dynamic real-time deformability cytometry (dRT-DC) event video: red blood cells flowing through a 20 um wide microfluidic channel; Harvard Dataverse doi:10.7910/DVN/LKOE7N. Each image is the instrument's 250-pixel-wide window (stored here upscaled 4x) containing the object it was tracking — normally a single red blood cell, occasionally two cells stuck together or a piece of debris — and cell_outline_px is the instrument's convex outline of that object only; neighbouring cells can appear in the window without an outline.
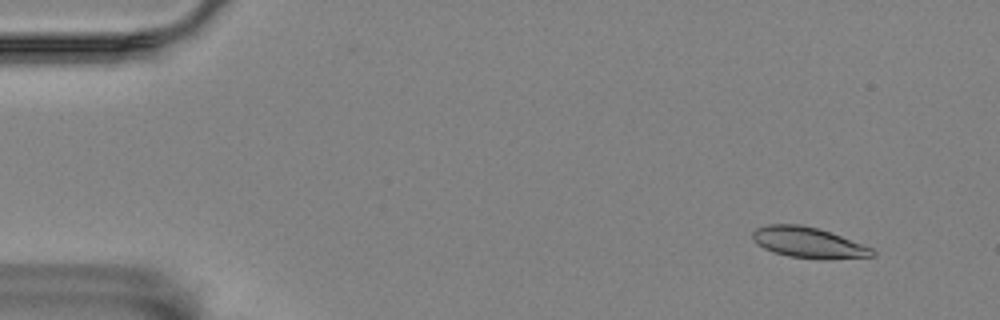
{"species": "Egyptian fruit bat (a non-hibernating species)", "species_latin": "Rousettus aegyptiacus", "temperature_condition": "room temperature", "stored_images_in_passage": 5, "camera_frame_rate_fps": 3000, "um_per_image_px": 0.085, "animal": {"sex": "female"}, "frame": {"image": 1, "passage_image": 2, "time_ms": 1.0, "image_size_px": [1000, 320], "cell_outline_px": [[876, 256], [788, 256], [772, 252], [756, 244], [752, 240], [752, 232], [756, 228], [768, 224], [800, 224], [816, 228], [840, 236], [872, 248], [876, 252]], "centroid_in_image_um": [68.57, 20.55], "position_along_channel_um": 16.4, "area_um2": 20.23}}
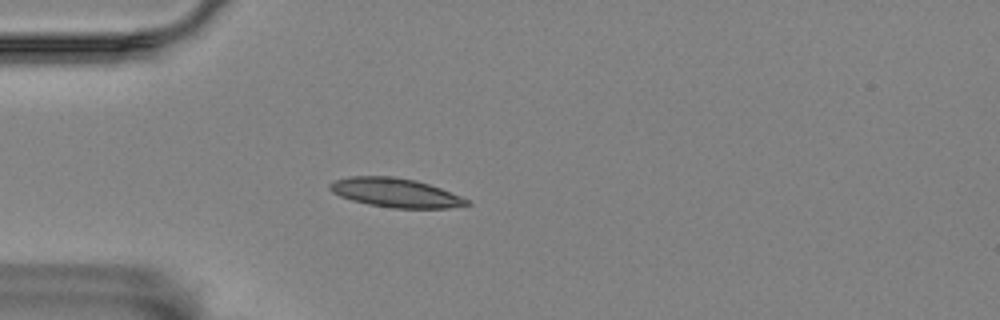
{"frame": {"image": 2, "passage_image": 4, "time_ms": 4.667, "image_size_px": [1000, 320], "cell_outline_px": [[472, 204], [448, 208], [392, 208], [368, 204], [352, 200], [340, 196], [332, 192], [328, 188], [328, 184], [332, 180], [348, 176], [392, 176], [416, 180], [440, 188], [460, 196], [468, 200]], "centroid_in_image_um": [33.56, 16.37], "position_along_channel_um": 51.4, "area_um2": 23.24}}